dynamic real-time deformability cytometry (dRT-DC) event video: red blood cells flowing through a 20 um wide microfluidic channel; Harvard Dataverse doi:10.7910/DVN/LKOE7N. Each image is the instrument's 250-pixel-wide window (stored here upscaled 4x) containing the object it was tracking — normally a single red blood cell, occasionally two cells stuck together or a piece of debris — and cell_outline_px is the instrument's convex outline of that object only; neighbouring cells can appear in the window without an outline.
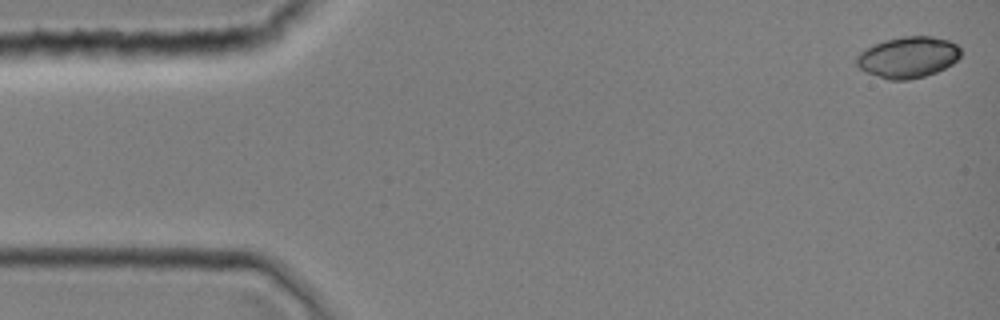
{"species": "common noctule bat (a hibernating species)", "species_latin": "Nyctalus noctula", "temperature_condition": "room temperature", "stored_images_in_passage": 39, "camera_frame_rate_fps": 3000, "um_per_image_px": 0.085, "animal": {"sex": "female", "body_mass_g": 19.0, "forearm_length_mm": 51.5}, "frame": {"image": 1, "passage_image": 1, "time_ms": 0.0, "image_size_px": [1000, 320], "cell_outline_px": [[960, 56], [952, 64], [936, 72], [924, 76], [908, 80], [888, 80], [868, 72], [860, 68], [856, 64], [856, 56], [864, 48], [872, 44], [884, 40], [904, 36], [932, 36], [948, 40], [956, 44], [960, 48]], "centroid_in_image_um": [77.16, 4.85], "position_along_channel_um": 7.8, "area_um2": 25.03}}
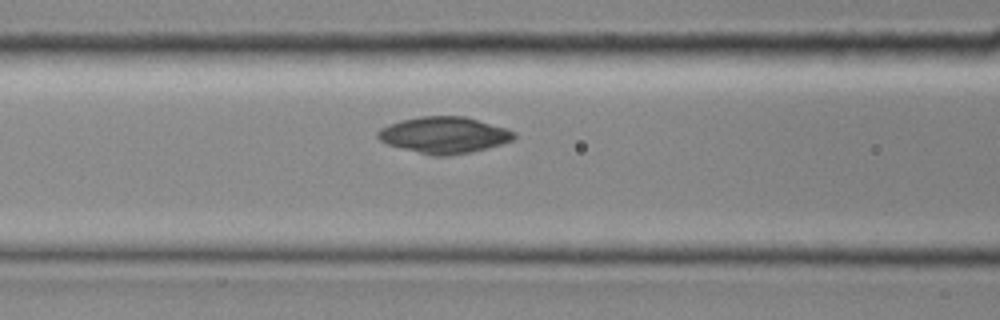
{"frame": {"image": 2, "passage_image": 16, "time_ms": 5.0, "image_size_px": [1000, 320], "cell_outline_px": [[516, 136], [512, 140], [488, 148], [472, 152], [452, 156], [432, 156], [388, 144], [380, 140], [376, 136], [376, 132], [380, 128], [388, 124], [400, 120], [420, 116], [464, 116], [508, 128], [516, 132]], "centroid_in_image_um": [37.75, 11.48], "position_along_channel_um": 128.8, "area_um2": 29.13}}
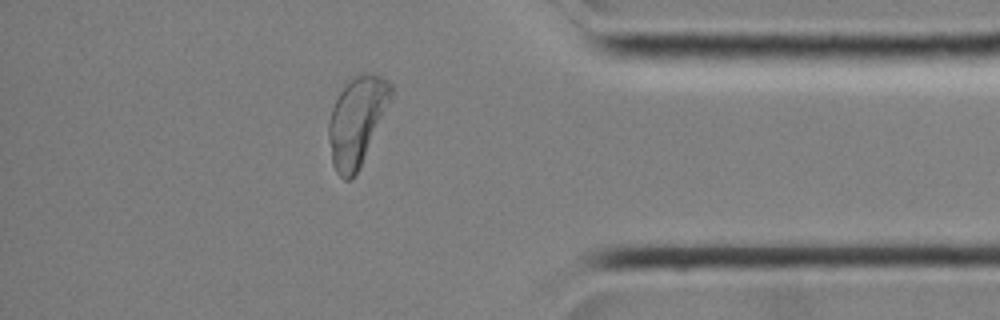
{"frame": {"image": 3, "passage_image": 34, "time_ms": 11.0, "image_size_px": [1000, 320], "cell_outline_px": [[392, 96], [360, 168], [352, 180], [344, 180], [336, 172], [332, 164], [328, 140], [328, 120], [332, 108], [340, 92], [356, 76], [368, 72], [372, 72], [388, 80], [392, 84]], "centroid_in_image_um": [30.32, 10.33], "position_along_channel_um": 404.9, "area_um2": 31.96}}